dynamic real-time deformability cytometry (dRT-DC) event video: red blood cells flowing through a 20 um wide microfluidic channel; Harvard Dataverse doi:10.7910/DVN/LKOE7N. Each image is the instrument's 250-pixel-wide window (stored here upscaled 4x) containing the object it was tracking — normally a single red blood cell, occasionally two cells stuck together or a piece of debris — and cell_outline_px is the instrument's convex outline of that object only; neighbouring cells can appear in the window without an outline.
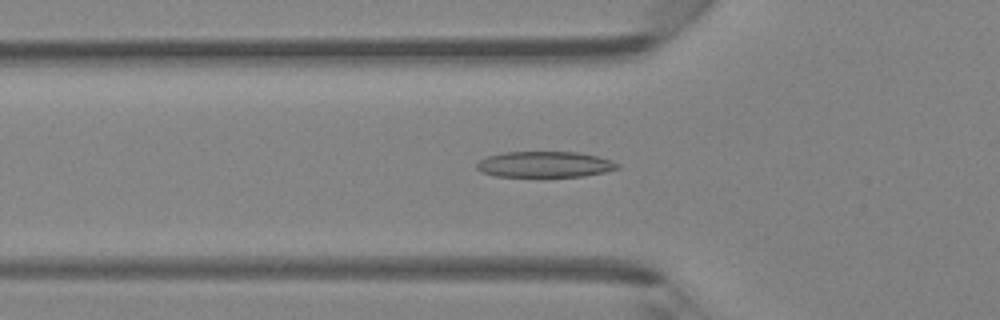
{"species": "Egyptian fruit bat (a non-hibernating species)", "species_latin": "Rousettus aegyptiacus", "temperature_condition": "room temperature", "stored_images_in_passage": 46, "camera_frame_rate_fps": 3000, "um_per_image_px": 0.085, "animal": {"sex": "female"}, "frame": {"image": 1, "passage_image": 15, "time_ms": 4.667, "image_size_px": [1000, 320], "cell_outline_px": [[620, 168], [604, 172], [584, 176], [540, 180], [496, 176], [480, 172], [476, 168], [476, 164], [480, 160], [488, 156], [504, 152], [576, 152], [596, 156], [612, 160], [620, 164]], "centroid_in_image_um": [46.28, 14.03], "position_along_channel_um": 79.5, "area_um2": 22.43}}
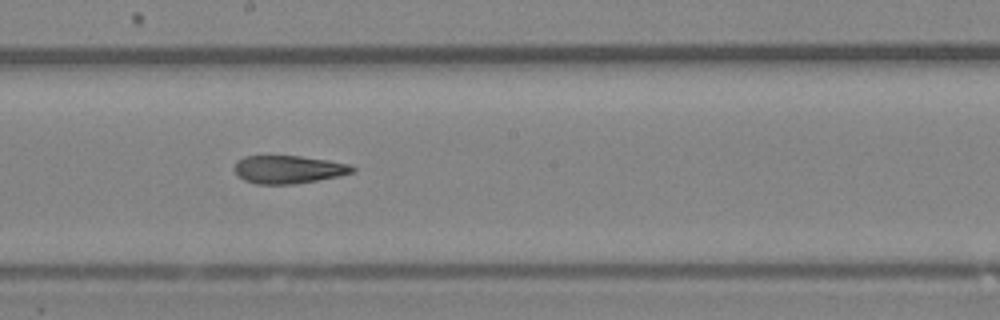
{"frame": {"image": 2, "passage_image": 25, "time_ms": 8.0, "image_size_px": [1000, 320], "cell_outline_px": [[356, 172], [340, 176], [292, 184], [256, 184], [244, 180], [236, 172], [236, 160], [244, 156], [300, 156], [328, 160], [352, 164], [356, 168]], "centroid_in_image_um": [24.58, 14.4], "position_along_channel_um": 223.6, "area_um2": 19.25}}
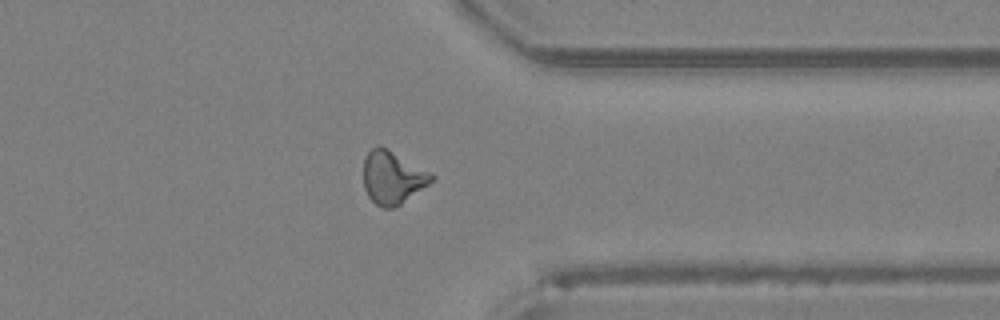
{"frame": {"image": 3, "passage_image": 36, "time_ms": 11.667, "image_size_px": [1000, 320], "cell_outline_px": [[436, 176], [428, 184], [400, 204], [392, 208], [384, 208], [376, 204], [368, 196], [364, 188], [364, 156], [372, 148], [380, 144]], "centroid_in_image_um": [33.33, 15.07], "position_along_channel_um": 378.1, "area_um2": 20.63}, "authors_computed_cell_mechanics": {"area_um2": 20.6346, "velocity_mm_per_s": 4.336, "shape_relaxation_time_tau1_ms": null, "shape_relaxation_time_tau2_ms": 2.9232, "deformation_change_tau1": null, "deformation_change_tau2": 0.1246}}